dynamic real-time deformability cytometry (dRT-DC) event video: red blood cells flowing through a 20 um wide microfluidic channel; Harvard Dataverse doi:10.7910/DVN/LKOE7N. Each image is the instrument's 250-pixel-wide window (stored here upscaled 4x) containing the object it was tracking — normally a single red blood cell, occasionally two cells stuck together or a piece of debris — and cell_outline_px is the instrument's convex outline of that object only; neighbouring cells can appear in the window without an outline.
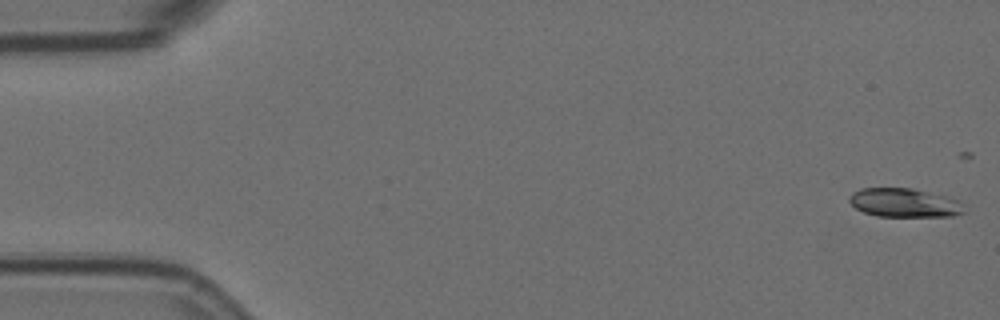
{"species": "Egyptian fruit bat (a non-hibernating species)", "species_latin": "Rousettus aegyptiacus", "temperature_condition": "room temperature", "stored_images_in_passage": 4, "camera_frame_rate_fps": 3000, "um_per_image_px": 0.085, "animal": {"sex": "female"}, "frame": {"image": 1, "passage_image": 1, "time_ms": 0.0, "image_size_px": [1000, 320], "cell_outline_px": [[964, 212], [952, 216], [876, 216], [864, 212], [856, 208], [848, 200], [848, 196], [852, 192], [860, 188], [912, 188], [944, 196], [956, 200], [960, 204]], "centroid_in_image_um": [76.78, 17.23], "position_along_channel_um": 8.2, "area_um2": 19.02}}